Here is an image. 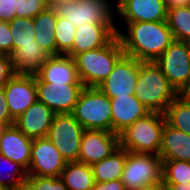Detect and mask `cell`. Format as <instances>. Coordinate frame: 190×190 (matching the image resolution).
Masks as SVG:
<instances>
[{
    "mask_svg": "<svg viewBox=\"0 0 190 190\" xmlns=\"http://www.w3.org/2000/svg\"><path fill=\"white\" fill-rule=\"evenodd\" d=\"M125 34L116 31L125 55L140 61H155L174 41L167 21L123 22Z\"/></svg>",
    "mask_w": 190,
    "mask_h": 190,
    "instance_id": "cell-1",
    "label": "cell"
},
{
    "mask_svg": "<svg viewBox=\"0 0 190 190\" xmlns=\"http://www.w3.org/2000/svg\"><path fill=\"white\" fill-rule=\"evenodd\" d=\"M134 89V95L149 112L161 114L180 95L155 61H143L139 65Z\"/></svg>",
    "mask_w": 190,
    "mask_h": 190,
    "instance_id": "cell-2",
    "label": "cell"
},
{
    "mask_svg": "<svg viewBox=\"0 0 190 190\" xmlns=\"http://www.w3.org/2000/svg\"><path fill=\"white\" fill-rule=\"evenodd\" d=\"M124 55L118 35L103 47L76 54L73 58L84 87H97L109 76L115 64Z\"/></svg>",
    "mask_w": 190,
    "mask_h": 190,
    "instance_id": "cell-3",
    "label": "cell"
},
{
    "mask_svg": "<svg viewBox=\"0 0 190 190\" xmlns=\"http://www.w3.org/2000/svg\"><path fill=\"white\" fill-rule=\"evenodd\" d=\"M164 124V114L150 112L119 134L120 147L135 153L159 155Z\"/></svg>",
    "mask_w": 190,
    "mask_h": 190,
    "instance_id": "cell-4",
    "label": "cell"
},
{
    "mask_svg": "<svg viewBox=\"0 0 190 190\" xmlns=\"http://www.w3.org/2000/svg\"><path fill=\"white\" fill-rule=\"evenodd\" d=\"M112 4L110 0H70L60 2L54 8L57 16L65 18L76 28L84 24H111L119 31L114 17L117 7Z\"/></svg>",
    "mask_w": 190,
    "mask_h": 190,
    "instance_id": "cell-5",
    "label": "cell"
},
{
    "mask_svg": "<svg viewBox=\"0 0 190 190\" xmlns=\"http://www.w3.org/2000/svg\"><path fill=\"white\" fill-rule=\"evenodd\" d=\"M71 114L84 129L112 132L111 101L98 87H84Z\"/></svg>",
    "mask_w": 190,
    "mask_h": 190,
    "instance_id": "cell-6",
    "label": "cell"
},
{
    "mask_svg": "<svg viewBox=\"0 0 190 190\" xmlns=\"http://www.w3.org/2000/svg\"><path fill=\"white\" fill-rule=\"evenodd\" d=\"M163 162L159 155L126 150V162L121 181L126 190L162 181Z\"/></svg>",
    "mask_w": 190,
    "mask_h": 190,
    "instance_id": "cell-7",
    "label": "cell"
},
{
    "mask_svg": "<svg viewBox=\"0 0 190 190\" xmlns=\"http://www.w3.org/2000/svg\"><path fill=\"white\" fill-rule=\"evenodd\" d=\"M84 128L71 113L55 114L47 137L66 162L78 161Z\"/></svg>",
    "mask_w": 190,
    "mask_h": 190,
    "instance_id": "cell-8",
    "label": "cell"
},
{
    "mask_svg": "<svg viewBox=\"0 0 190 190\" xmlns=\"http://www.w3.org/2000/svg\"><path fill=\"white\" fill-rule=\"evenodd\" d=\"M155 62L181 94L190 82V43L174 40Z\"/></svg>",
    "mask_w": 190,
    "mask_h": 190,
    "instance_id": "cell-9",
    "label": "cell"
},
{
    "mask_svg": "<svg viewBox=\"0 0 190 190\" xmlns=\"http://www.w3.org/2000/svg\"><path fill=\"white\" fill-rule=\"evenodd\" d=\"M66 164L62 154L47 136L33 140L27 175L60 177Z\"/></svg>",
    "mask_w": 190,
    "mask_h": 190,
    "instance_id": "cell-10",
    "label": "cell"
},
{
    "mask_svg": "<svg viewBox=\"0 0 190 190\" xmlns=\"http://www.w3.org/2000/svg\"><path fill=\"white\" fill-rule=\"evenodd\" d=\"M143 61L124 55L109 76L97 87L109 98L133 95L138 78L139 65Z\"/></svg>",
    "mask_w": 190,
    "mask_h": 190,
    "instance_id": "cell-11",
    "label": "cell"
},
{
    "mask_svg": "<svg viewBox=\"0 0 190 190\" xmlns=\"http://www.w3.org/2000/svg\"><path fill=\"white\" fill-rule=\"evenodd\" d=\"M83 88V84L42 82L36 76L37 101L44 103L55 114L72 113Z\"/></svg>",
    "mask_w": 190,
    "mask_h": 190,
    "instance_id": "cell-12",
    "label": "cell"
},
{
    "mask_svg": "<svg viewBox=\"0 0 190 190\" xmlns=\"http://www.w3.org/2000/svg\"><path fill=\"white\" fill-rule=\"evenodd\" d=\"M120 147L119 135L105 130L84 129L78 161L92 166Z\"/></svg>",
    "mask_w": 190,
    "mask_h": 190,
    "instance_id": "cell-13",
    "label": "cell"
},
{
    "mask_svg": "<svg viewBox=\"0 0 190 190\" xmlns=\"http://www.w3.org/2000/svg\"><path fill=\"white\" fill-rule=\"evenodd\" d=\"M4 93L15 120L37 101L36 75L16 74L4 86Z\"/></svg>",
    "mask_w": 190,
    "mask_h": 190,
    "instance_id": "cell-14",
    "label": "cell"
},
{
    "mask_svg": "<svg viewBox=\"0 0 190 190\" xmlns=\"http://www.w3.org/2000/svg\"><path fill=\"white\" fill-rule=\"evenodd\" d=\"M117 15L124 22H160L167 20L164 0H117Z\"/></svg>",
    "mask_w": 190,
    "mask_h": 190,
    "instance_id": "cell-15",
    "label": "cell"
},
{
    "mask_svg": "<svg viewBox=\"0 0 190 190\" xmlns=\"http://www.w3.org/2000/svg\"><path fill=\"white\" fill-rule=\"evenodd\" d=\"M117 35L111 24H84L75 30L72 49L67 55L74 57L89 50L107 45Z\"/></svg>",
    "mask_w": 190,
    "mask_h": 190,
    "instance_id": "cell-16",
    "label": "cell"
},
{
    "mask_svg": "<svg viewBox=\"0 0 190 190\" xmlns=\"http://www.w3.org/2000/svg\"><path fill=\"white\" fill-rule=\"evenodd\" d=\"M112 132L120 134L140 118L149 114V110L133 94L110 98Z\"/></svg>",
    "mask_w": 190,
    "mask_h": 190,
    "instance_id": "cell-17",
    "label": "cell"
},
{
    "mask_svg": "<svg viewBox=\"0 0 190 190\" xmlns=\"http://www.w3.org/2000/svg\"><path fill=\"white\" fill-rule=\"evenodd\" d=\"M33 140L14 124L7 126L0 136V154L18 163L27 171L31 160Z\"/></svg>",
    "mask_w": 190,
    "mask_h": 190,
    "instance_id": "cell-18",
    "label": "cell"
},
{
    "mask_svg": "<svg viewBox=\"0 0 190 190\" xmlns=\"http://www.w3.org/2000/svg\"><path fill=\"white\" fill-rule=\"evenodd\" d=\"M35 75L42 82L83 84L79 79L74 58L67 54L50 56Z\"/></svg>",
    "mask_w": 190,
    "mask_h": 190,
    "instance_id": "cell-19",
    "label": "cell"
},
{
    "mask_svg": "<svg viewBox=\"0 0 190 190\" xmlns=\"http://www.w3.org/2000/svg\"><path fill=\"white\" fill-rule=\"evenodd\" d=\"M54 116L55 113L49 107L36 101L15 119L14 125L32 139L46 137Z\"/></svg>",
    "mask_w": 190,
    "mask_h": 190,
    "instance_id": "cell-20",
    "label": "cell"
},
{
    "mask_svg": "<svg viewBox=\"0 0 190 190\" xmlns=\"http://www.w3.org/2000/svg\"><path fill=\"white\" fill-rule=\"evenodd\" d=\"M159 156L162 160L190 162V135L165 121Z\"/></svg>",
    "mask_w": 190,
    "mask_h": 190,
    "instance_id": "cell-21",
    "label": "cell"
},
{
    "mask_svg": "<svg viewBox=\"0 0 190 190\" xmlns=\"http://www.w3.org/2000/svg\"><path fill=\"white\" fill-rule=\"evenodd\" d=\"M50 56L36 41L34 44L20 45L10 55L15 72L26 75H35Z\"/></svg>",
    "mask_w": 190,
    "mask_h": 190,
    "instance_id": "cell-22",
    "label": "cell"
},
{
    "mask_svg": "<svg viewBox=\"0 0 190 190\" xmlns=\"http://www.w3.org/2000/svg\"><path fill=\"white\" fill-rule=\"evenodd\" d=\"M56 22L57 13L54 7H48L33 18L35 41L51 56L56 55Z\"/></svg>",
    "mask_w": 190,
    "mask_h": 190,
    "instance_id": "cell-23",
    "label": "cell"
},
{
    "mask_svg": "<svg viewBox=\"0 0 190 190\" xmlns=\"http://www.w3.org/2000/svg\"><path fill=\"white\" fill-rule=\"evenodd\" d=\"M60 178L68 190H92L96 181L92 167L83 162H67Z\"/></svg>",
    "mask_w": 190,
    "mask_h": 190,
    "instance_id": "cell-24",
    "label": "cell"
},
{
    "mask_svg": "<svg viewBox=\"0 0 190 190\" xmlns=\"http://www.w3.org/2000/svg\"><path fill=\"white\" fill-rule=\"evenodd\" d=\"M126 162V150L119 147L110 156L93 164L92 171L96 182L121 180Z\"/></svg>",
    "mask_w": 190,
    "mask_h": 190,
    "instance_id": "cell-25",
    "label": "cell"
},
{
    "mask_svg": "<svg viewBox=\"0 0 190 190\" xmlns=\"http://www.w3.org/2000/svg\"><path fill=\"white\" fill-rule=\"evenodd\" d=\"M26 179L27 172L21 165L0 154V187L3 190H21Z\"/></svg>",
    "mask_w": 190,
    "mask_h": 190,
    "instance_id": "cell-26",
    "label": "cell"
},
{
    "mask_svg": "<svg viewBox=\"0 0 190 190\" xmlns=\"http://www.w3.org/2000/svg\"><path fill=\"white\" fill-rule=\"evenodd\" d=\"M165 121L190 135V102L179 95L163 113Z\"/></svg>",
    "mask_w": 190,
    "mask_h": 190,
    "instance_id": "cell-27",
    "label": "cell"
},
{
    "mask_svg": "<svg viewBox=\"0 0 190 190\" xmlns=\"http://www.w3.org/2000/svg\"><path fill=\"white\" fill-rule=\"evenodd\" d=\"M166 21L174 40L190 43V6L167 9Z\"/></svg>",
    "mask_w": 190,
    "mask_h": 190,
    "instance_id": "cell-28",
    "label": "cell"
},
{
    "mask_svg": "<svg viewBox=\"0 0 190 190\" xmlns=\"http://www.w3.org/2000/svg\"><path fill=\"white\" fill-rule=\"evenodd\" d=\"M8 23L13 37V51L20 45L34 44L35 33L32 18L16 17Z\"/></svg>",
    "mask_w": 190,
    "mask_h": 190,
    "instance_id": "cell-29",
    "label": "cell"
},
{
    "mask_svg": "<svg viewBox=\"0 0 190 190\" xmlns=\"http://www.w3.org/2000/svg\"><path fill=\"white\" fill-rule=\"evenodd\" d=\"M162 180L164 184L190 182V162L181 160H162Z\"/></svg>",
    "mask_w": 190,
    "mask_h": 190,
    "instance_id": "cell-30",
    "label": "cell"
},
{
    "mask_svg": "<svg viewBox=\"0 0 190 190\" xmlns=\"http://www.w3.org/2000/svg\"><path fill=\"white\" fill-rule=\"evenodd\" d=\"M75 30L76 27L70 24L68 20L57 16L55 26L56 55L67 54L72 49Z\"/></svg>",
    "mask_w": 190,
    "mask_h": 190,
    "instance_id": "cell-31",
    "label": "cell"
},
{
    "mask_svg": "<svg viewBox=\"0 0 190 190\" xmlns=\"http://www.w3.org/2000/svg\"><path fill=\"white\" fill-rule=\"evenodd\" d=\"M21 190H68L60 177H42L27 175Z\"/></svg>",
    "mask_w": 190,
    "mask_h": 190,
    "instance_id": "cell-32",
    "label": "cell"
},
{
    "mask_svg": "<svg viewBox=\"0 0 190 190\" xmlns=\"http://www.w3.org/2000/svg\"><path fill=\"white\" fill-rule=\"evenodd\" d=\"M48 7L47 0H17L16 17L33 19Z\"/></svg>",
    "mask_w": 190,
    "mask_h": 190,
    "instance_id": "cell-33",
    "label": "cell"
},
{
    "mask_svg": "<svg viewBox=\"0 0 190 190\" xmlns=\"http://www.w3.org/2000/svg\"><path fill=\"white\" fill-rule=\"evenodd\" d=\"M13 37L9 23L0 21V55H11L13 52Z\"/></svg>",
    "mask_w": 190,
    "mask_h": 190,
    "instance_id": "cell-34",
    "label": "cell"
},
{
    "mask_svg": "<svg viewBox=\"0 0 190 190\" xmlns=\"http://www.w3.org/2000/svg\"><path fill=\"white\" fill-rule=\"evenodd\" d=\"M17 73L9 55H0V88H3Z\"/></svg>",
    "mask_w": 190,
    "mask_h": 190,
    "instance_id": "cell-35",
    "label": "cell"
},
{
    "mask_svg": "<svg viewBox=\"0 0 190 190\" xmlns=\"http://www.w3.org/2000/svg\"><path fill=\"white\" fill-rule=\"evenodd\" d=\"M17 0H0V21L9 22L16 18Z\"/></svg>",
    "mask_w": 190,
    "mask_h": 190,
    "instance_id": "cell-36",
    "label": "cell"
},
{
    "mask_svg": "<svg viewBox=\"0 0 190 190\" xmlns=\"http://www.w3.org/2000/svg\"><path fill=\"white\" fill-rule=\"evenodd\" d=\"M0 122L6 127L13 125L15 120L11 117L10 111L7 105L6 96L4 93V87L0 88Z\"/></svg>",
    "mask_w": 190,
    "mask_h": 190,
    "instance_id": "cell-37",
    "label": "cell"
},
{
    "mask_svg": "<svg viewBox=\"0 0 190 190\" xmlns=\"http://www.w3.org/2000/svg\"><path fill=\"white\" fill-rule=\"evenodd\" d=\"M92 190H126V187L121 180H114L108 182H96Z\"/></svg>",
    "mask_w": 190,
    "mask_h": 190,
    "instance_id": "cell-38",
    "label": "cell"
},
{
    "mask_svg": "<svg viewBox=\"0 0 190 190\" xmlns=\"http://www.w3.org/2000/svg\"><path fill=\"white\" fill-rule=\"evenodd\" d=\"M167 9H174L181 6H190V0H164Z\"/></svg>",
    "mask_w": 190,
    "mask_h": 190,
    "instance_id": "cell-39",
    "label": "cell"
},
{
    "mask_svg": "<svg viewBox=\"0 0 190 190\" xmlns=\"http://www.w3.org/2000/svg\"><path fill=\"white\" fill-rule=\"evenodd\" d=\"M166 190H190V182L179 184H165Z\"/></svg>",
    "mask_w": 190,
    "mask_h": 190,
    "instance_id": "cell-40",
    "label": "cell"
},
{
    "mask_svg": "<svg viewBox=\"0 0 190 190\" xmlns=\"http://www.w3.org/2000/svg\"><path fill=\"white\" fill-rule=\"evenodd\" d=\"M137 190H166V188H165V184L162 180V181L157 182V183L142 186L141 188H138Z\"/></svg>",
    "mask_w": 190,
    "mask_h": 190,
    "instance_id": "cell-41",
    "label": "cell"
},
{
    "mask_svg": "<svg viewBox=\"0 0 190 190\" xmlns=\"http://www.w3.org/2000/svg\"><path fill=\"white\" fill-rule=\"evenodd\" d=\"M180 95L190 102V82L188 86L181 92Z\"/></svg>",
    "mask_w": 190,
    "mask_h": 190,
    "instance_id": "cell-42",
    "label": "cell"
},
{
    "mask_svg": "<svg viewBox=\"0 0 190 190\" xmlns=\"http://www.w3.org/2000/svg\"><path fill=\"white\" fill-rule=\"evenodd\" d=\"M65 1H70V0H47L49 7H54L58 3Z\"/></svg>",
    "mask_w": 190,
    "mask_h": 190,
    "instance_id": "cell-43",
    "label": "cell"
},
{
    "mask_svg": "<svg viewBox=\"0 0 190 190\" xmlns=\"http://www.w3.org/2000/svg\"><path fill=\"white\" fill-rule=\"evenodd\" d=\"M5 128H6V126L0 122V136Z\"/></svg>",
    "mask_w": 190,
    "mask_h": 190,
    "instance_id": "cell-44",
    "label": "cell"
}]
</instances>
